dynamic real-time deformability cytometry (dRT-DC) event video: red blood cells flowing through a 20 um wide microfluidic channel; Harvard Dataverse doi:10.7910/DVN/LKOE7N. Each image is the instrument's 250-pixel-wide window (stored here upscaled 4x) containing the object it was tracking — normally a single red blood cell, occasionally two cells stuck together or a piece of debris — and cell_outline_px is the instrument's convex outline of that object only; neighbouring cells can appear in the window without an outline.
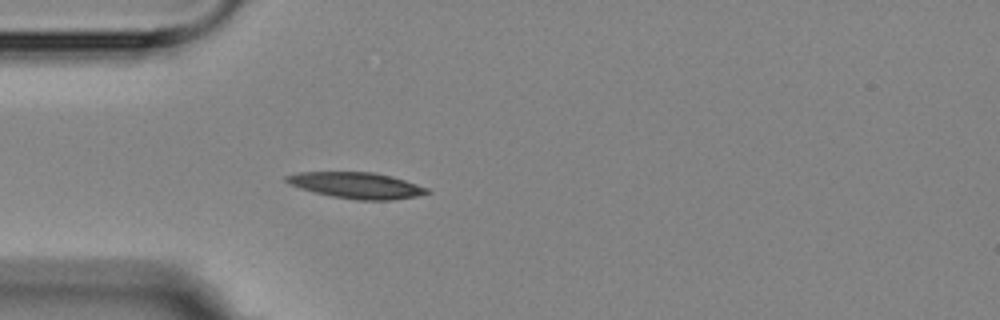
{"species": "Egyptian fruit bat (a non-hibernating species)", "species_latin": "Rousettus aegyptiacus", "temperature_condition": "room temperature", "stored_images_in_passage": 4, "camera_frame_rate_fps": 3000, "um_per_image_px": 0.085, "animal": {"sex": "female"}, "frame": {"image": 1, "passage_image": 4, "time_ms": 3.333, "image_size_px": [1000, 320], "cell_outline_px": [[432, 192], [416, 196], [392, 200], [356, 200], [332, 196], [300, 188], [288, 184], [284, 180], [284, 176], [300, 172], [372, 172], [392, 176], [428, 188]], "centroid_in_image_um": [30.3, 15.75], "position_along_channel_um": 54.7, "area_um2": 21.33}}